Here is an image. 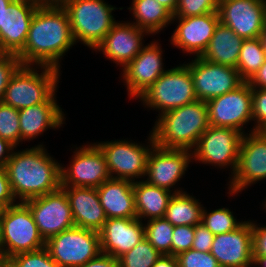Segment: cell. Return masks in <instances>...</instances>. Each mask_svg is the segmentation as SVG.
<instances>
[{
  "label": "cell",
  "mask_w": 266,
  "mask_h": 267,
  "mask_svg": "<svg viewBox=\"0 0 266 267\" xmlns=\"http://www.w3.org/2000/svg\"><path fill=\"white\" fill-rule=\"evenodd\" d=\"M76 45L63 7L40 4L31 20L23 50L17 55L22 65L61 69L62 58Z\"/></svg>",
  "instance_id": "1"
},
{
  "label": "cell",
  "mask_w": 266,
  "mask_h": 267,
  "mask_svg": "<svg viewBox=\"0 0 266 267\" xmlns=\"http://www.w3.org/2000/svg\"><path fill=\"white\" fill-rule=\"evenodd\" d=\"M43 143L13 151L5 169L18 202L43 196L61 188V165Z\"/></svg>",
  "instance_id": "2"
},
{
  "label": "cell",
  "mask_w": 266,
  "mask_h": 267,
  "mask_svg": "<svg viewBox=\"0 0 266 267\" xmlns=\"http://www.w3.org/2000/svg\"><path fill=\"white\" fill-rule=\"evenodd\" d=\"M153 125L151 134L156 146L192 151L210 126L206 101L196 100L164 112Z\"/></svg>",
  "instance_id": "3"
},
{
  "label": "cell",
  "mask_w": 266,
  "mask_h": 267,
  "mask_svg": "<svg viewBox=\"0 0 266 267\" xmlns=\"http://www.w3.org/2000/svg\"><path fill=\"white\" fill-rule=\"evenodd\" d=\"M61 72L50 66L21 65L10 79L2 102L18 110L46 102L58 92Z\"/></svg>",
  "instance_id": "4"
},
{
  "label": "cell",
  "mask_w": 266,
  "mask_h": 267,
  "mask_svg": "<svg viewBox=\"0 0 266 267\" xmlns=\"http://www.w3.org/2000/svg\"><path fill=\"white\" fill-rule=\"evenodd\" d=\"M44 247L45 241L24 202L0 211V253L4 262L14 255Z\"/></svg>",
  "instance_id": "5"
},
{
  "label": "cell",
  "mask_w": 266,
  "mask_h": 267,
  "mask_svg": "<svg viewBox=\"0 0 266 267\" xmlns=\"http://www.w3.org/2000/svg\"><path fill=\"white\" fill-rule=\"evenodd\" d=\"M68 14L75 43L94 50L117 22L116 8L105 0H76L63 7Z\"/></svg>",
  "instance_id": "6"
},
{
  "label": "cell",
  "mask_w": 266,
  "mask_h": 267,
  "mask_svg": "<svg viewBox=\"0 0 266 267\" xmlns=\"http://www.w3.org/2000/svg\"><path fill=\"white\" fill-rule=\"evenodd\" d=\"M158 115L197 100L190 69L183 63L164 72L139 98Z\"/></svg>",
  "instance_id": "7"
},
{
  "label": "cell",
  "mask_w": 266,
  "mask_h": 267,
  "mask_svg": "<svg viewBox=\"0 0 266 267\" xmlns=\"http://www.w3.org/2000/svg\"><path fill=\"white\" fill-rule=\"evenodd\" d=\"M147 145L133 140L120 139L99 141L95 144L103 152L108 172L113 179L137 181L144 179L148 154L155 145L154 138L149 133Z\"/></svg>",
  "instance_id": "8"
},
{
  "label": "cell",
  "mask_w": 266,
  "mask_h": 267,
  "mask_svg": "<svg viewBox=\"0 0 266 267\" xmlns=\"http://www.w3.org/2000/svg\"><path fill=\"white\" fill-rule=\"evenodd\" d=\"M242 137L243 133L238 130L209 126L192 150V159L221 170H229L230 167L232 177L237 167Z\"/></svg>",
  "instance_id": "9"
},
{
  "label": "cell",
  "mask_w": 266,
  "mask_h": 267,
  "mask_svg": "<svg viewBox=\"0 0 266 267\" xmlns=\"http://www.w3.org/2000/svg\"><path fill=\"white\" fill-rule=\"evenodd\" d=\"M45 248L59 267H79L101 253L99 232L73 227L51 237Z\"/></svg>",
  "instance_id": "10"
},
{
  "label": "cell",
  "mask_w": 266,
  "mask_h": 267,
  "mask_svg": "<svg viewBox=\"0 0 266 267\" xmlns=\"http://www.w3.org/2000/svg\"><path fill=\"white\" fill-rule=\"evenodd\" d=\"M70 163L61 165V187L98 188L110 179L105 156L94 143L76 146Z\"/></svg>",
  "instance_id": "11"
},
{
  "label": "cell",
  "mask_w": 266,
  "mask_h": 267,
  "mask_svg": "<svg viewBox=\"0 0 266 267\" xmlns=\"http://www.w3.org/2000/svg\"><path fill=\"white\" fill-rule=\"evenodd\" d=\"M228 178L231 196L266 180V138L259 131L243 134L235 173Z\"/></svg>",
  "instance_id": "12"
},
{
  "label": "cell",
  "mask_w": 266,
  "mask_h": 267,
  "mask_svg": "<svg viewBox=\"0 0 266 267\" xmlns=\"http://www.w3.org/2000/svg\"><path fill=\"white\" fill-rule=\"evenodd\" d=\"M210 126L227 127L246 134L252 120V91L247 81L236 89L206 101Z\"/></svg>",
  "instance_id": "13"
},
{
  "label": "cell",
  "mask_w": 266,
  "mask_h": 267,
  "mask_svg": "<svg viewBox=\"0 0 266 267\" xmlns=\"http://www.w3.org/2000/svg\"><path fill=\"white\" fill-rule=\"evenodd\" d=\"M191 162L193 164L194 161L190 150L166 149L154 145L148 154L143 180L174 194L185 192L176 184H179L181 178L185 176Z\"/></svg>",
  "instance_id": "14"
},
{
  "label": "cell",
  "mask_w": 266,
  "mask_h": 267,
  "mask_svg": "<svg viewBox=\"0 0 266 267\" xmlns=\"http://www.w3.org/2000/svg\"><path fill=\"white\" fill-rule=\"evenodd\" d=\"M24 203L29 207L45 242L62 231L75 227L70 203L62 188L28 199Z\"/></svg>",
  "instance_id": "15"
},
{
  "label": "cell",
  "mask_w": 266,
  "mask_h": 267,
  "mask_svg": "<svg viewBox=\"0 0 266 267\" xmlns=\"http://www.w3.org/2000/svg\"><path fill=\"white\" fill-rule=\"evenodd\" d=\"M185 65L190 69L194 91L200 101L224 95L244 82L236 68L206 61L201 57H194Z\"/></svg>",
  "instance_id": "16"
},
{
  "label": "cell",
  "mask_w": 266,
  "mask_h": 267,
  "mask_svg": "<svg viewBox=\"0 0 266 267\" xmlns=\"http://www.w3.org/2000/svg\"><path fill=\"white\" fill-rule=\"evenodd\" d=\"M163 49L158 40L147 43L121 71L127 95L138 98L168 69L163 63Z\"/></svg>",
  "instance_id": "17"
},
{
  "label": "cell",
  "mask_w": 266,
  "mask_h": 267,
  "mask_svg": "<svg viewBox=\"0 0 266 267\" xmlns=\"http://www.w3.org/2000/svg\"><path fill=\"white\" fill-rule=\"evenodd\" d=\"M219 22L243 39L260 37L266 27V0H219Z\"/></svg>",
  "instance_id": "18"
},
{
  "label": "cell",
  "mask_w": 266,
  "mask_h": 267,
  "mask_svg": "<svg viewBox=\"0 0 266 267\" xmlns=\"http://www.w3.org/2000/svg\"><path fill=\"white\" fill-rule=\"evenodd\" d=\"M178 23L172 33L171 45L193 57H201L207 49L214 30L219 23L218 12L193 17H172Z\"/></svg>",
  "instance_id": "19"
},
{
  "label": "cell",
  "mask_w": 266,
  "mask_h": 267,
  "mask_svg": "<svg viewBox=\"0 0 266 267\" xmlns=\"http://www.w3.org/2000/svg\"><path fill=\"white\" fill-rule=\"evenodd\" d=\"M146 36L150 34L129 20L117 21L94 51L102 53L103 57L121 66L122 70L145 46Z\"/></svg>",
  "instance_id": "20"
},
{
  "label": "cell",
  "mask_w": 266,
  "mask_h": 267,
  "mask_svg": "<svg viewBox=\"0 0 266 267\" xmlns=\"http://www.w3.org/2000/svg\"><path fill=\"white\" fill-rule=\"evenodd\" d=\"M210 253L220 267H254L251 219L234 231L215 235Z\"/></svg>",
  "instance_id": "21"
},
{
  "label": "cell",
  "mask_w": 266,
  "mask_h": 267,
  "mask_svg": "<svg viewBox=\"0 0 266 267\" xmlns=\"http://www.w3.org/2000/svg\"><path fill=\"white\" fill-rule=\"evenodd\" d=\"M101 252L118 259L145 238L138 218H108L99 231Z\"/></svg>",
  "instance_id": "22"
},
{
  "label": "cell",
  "mask_w": 266,
  "mask_h": 267,
  "mask_svg": "<svg viewBox=\"0 0 266 267\" xmlns=\"http://www.w3.org/2000/svg\"><path fill=\"white\" fill-rule=\"evenodd\" d=\"M41 3L34 0H13L6 12L4 28H0V53L18 55L24 48L31 20Z\"/></svg>",
  "instance_id": "23"
},
{
  "label": "cell",
  "mask_w": 266,
  "mask_h": 267,
  "mask_svg": "<svg viewBox=\"0 0 266 267\" xmlns=\"http://www.w3.org/2000/svg\"><path fill=\"white\" fill-rule=\"evenodd\" d=\"M56 92L44 103L19 110L20 143L38 138L48 129L58 130L66 120Z\"/></svg>",
  "instance_id": "24"
},
{
  "label": "cell",
  "mask_w": 266,
  "mask_h": 267,
  "mask_svg": "<svg viewBox=\"0 0 266 267\" xmlns=\"http://www.w3.org/2000/svg\"><path fill=\"white\" fill-rule=\"evenodd\" d=\"M69 200L75 227L99 232L107 216L96 188L61 187Z\"/></svg>",
  "instance_id": "25"
},
{
  "label": "cell",
  "mask_w": 266,
  "mask_h": 267,
  "mask_svg": "<svg viewBox=\"0 0 266 267\" xmlns=\"http://www.w3.org/2000/svg\"><path fill=\"white\" fill-rule=\"evenodd\" d=\"M96 189L107 219L137 218L133 181L110 178Z\"/></svg>",
  "instance_id": "26"
},
{
  "label": "cell",
  "mask_w": 266,
  "mask_h": 267,
  "mask_svg": "<svg viewBox=\"0 0 266 267\" xmlns=\"http://www.w3.org/2000/svg\"><path fill=\"white\" fill-rule=\"evenodd\" d=\"M243 40L232 29L219 22L201 58L237 69Z\"/></svg>",
  "instance_id": "27"
},
{
  "label": "cell",
  "mask_w": 266,
  "mask_h": 267,
  "mask_svg": "<svg viewBox=\"0 0 266 267\" xmlns=\"http://www.w3.org/2000/svg\"><path fill=\"white\" fill-rule=\"evenodd\" d=\"M133 190L138 219L144 222L154 218H164L169 200L174 194L172 191L151 185L141 179L133 182Z\"/></svg>",
  "instance_id": "28"
},
{
  "label": "cell",
  "mask_w": 266,
  "mask_h": 267,
  "mask_svg": "<svg viewBox=\"0 0 266 267\" xmlns=\"http://www.w3.org/2000/svg\"><path fill=\"white\" fill-rule=\"evenodd\" d=\"M134 20L130 23L147 31L150 35L160 34L172 23L173 15L157 0H132L128 7Z\"/></svg>",
  "instance_id": "29"
},
{
  "label": "cell",
  "mask_w": 266,
  "mask_h": 267,
  "mask_svg": "<svg viewBox=\"0 0 266 267\" xmlns=\"http://www.w3.org/2000/svg\"><path fill=\"white\" fill-rule=\"evenodd\" d=\"M203 204L199 199L187 193L173 194L170 198L164 218L173 226L201 224Z\"/></svg>",
  "instance_id": "30"
},
{
  "label": "cell",
  "mask_w": 266,
  "mask_h": 267,
  "mask_svg": "<svg viewBox=\"0 0 266 267\" xmlns=\"http://www.w3.org/2000/svg\"><path fill=\"white\" fill-rule=\"evenodd\" d=\"M266 53L260 37L244 39L237 62V70L244 81H248L265 63Z\"/></svg>",
  "instance_id": "31"
},
{
  "label": "cell",
  "mask_w": 266,
  "mask_h": 267,
  "mask_svg": "<svg viewBox=\"0 0 266 267\" xmlns=\"http://www.w3.org/2000/svg\"><path fill=\"white\" fill-rule=\"evenodd\" d=\"M147 222V223H146ZM145 238L161 255H171V243L174 226L165 218L145 221Z\"/></svg>",
  "instance_id": "32"
},
{
  "label": "cell",
  "mask_w": 266,
  "mask_h": 267,
  "mask_svg": "<svg viewBox=\"0 0 266 267\" xmlns=\"http://www.w3.org/2000/svg\"><path fill=\"white\" fill-rule=\"evenodd\" d=\"M233 214V210L222 208V206L211 212H208L207 208L203 207L201 223L214 235L228 233L234 231L245 222V220L239 221Z\"/></svg>",
  "instance_id": "33"
},
{
  "label": "cell",
  "mask_w": 266,
  "mask_h": 267,
  "mask_svg": "<svg viewBox=\"0 0 266 267\" xmlns=\"http://www.w3.org/2000/svg\"><path fill=\"white\" fill-rule=\"evenodd\" d=\"M160 256L154 246L144 238L118 258L119 267H152Z\"/></svg>",
  "instance_id": "34"
},
{
  "label": "cell",
  "mask_w": 266,
  "mask_h": 267,
  "mask_svg": "<svg viewBox=\"0 0 266 267\" xmlns=\"http://www.w3.org/2000/svg\"><path fill=\"white\" fill-rule=\"evenodd\" d=\"M0 137L16 148L20 144L19 110L0 101Z\"/></svg>",
  "instance_id": "35"
},
{
  "label": "cell",
  "mask_w": 266,
  "mask_h": 267,
  "mask_svg": "<svg viewBox=\"0 0 266 267\" xmlns=\"http://www.w3.org/2000/svg\"><path fill=\"white\" fill-rule=\"evenodd\" d=\"M5 267H59L50 257L48 250L42 249L20 253L5 262Z\"/></svg>",
  "instance_id": "36"
},
{
  "label": "cell",
  "mask_w": 266,
  "mask_h": 267,
  "mask_svg": "<svg viewBox=\"0 0 266 267\" xmlns=\"http://www.w3.org/2000/svg\"><path fill=\"white\" fill-rule=\"evenodd\" d=\"M219 0H179L173 17H193L217 12Z\"/></svg>",
  "instance_id": "37"
},
{
  "label": "cell",
  "mask_w": 266,
  "mask_h": 267,
  "mask_svg": "<svg viewBox=\"0 0 266 267\" xmlns=\"http://www.w3.org/2000/svg\"><path fill=\"white\" fill-rule=\"evenodd\" d=\"M179 267H220L218 261L210 252L193 249L176 255Z\"/></svg>",
  "instance_id": "38"
},
{
  "label": "cell",
  "mask_w": 266,
  "mask_h": 267,
  "mask_svg": "<svg viewBox=\"0 0 266 267\" xmlns=\"http://www.w3.org/2000/svg\"><path fill=\"white\" fill-rule=\"evenodd\" d=\"M252 91V120L250 132L259 131L266 125V89L251 88Z\"/></svg>",
  "instance_id": "39"
},
{
  "label": "cell",
  "mask_w": 266,
  "mask_h": 267,
  "mask_svg": "<svg viewBox=\"0 0 266 267\" xmlns=\"http://www.w3.org/2000/svg\"><path fill=\"white\" fill-rule=\"evenodd\" d=\"M194 240V226H174L171 255L176 256L191 249Z\"/></svg>",
  "instance_id": "40"
},
{
  "label": "cell",
  "mask_w": 266,
  "mask_h": 267,
  "mask_svg": "<svg viewBox=\"0 0 266 267\" xmlns=\"http://www.w3.org/2000/svg\"><path fill=\"white\" fill-rule=\"evenodd\" d=\"M21 65L17 55L0 53V101L4 97L10 79Z\"/></svg>",
  "instance_id": "41"
},
{
  "label": "cell",
  "mask_w": 266,
  "mask_h": 267,
  "mask_svg": "<svg viewBox=\"0 0 266 267\" xmlns=\"http://www.w3.org/2000/svg\"><path fill=\"white\" fill-rule=\"evenodd\" d=\"M215 235L202 223L194 226V240L191 249L210 252Z\"/></svg>",
  "instance_id": "42"
},
{
  "label": "cell",
  "mask_w": 266,
  "mask_h": 267,
  "mask_svg": "<svg viewBox=\"0 0 266 267\" xmlns=\"http://www.w3.org/2000/svg\"><path fill=\"white\" fill-rule=\"evenodd\" d=\"M5 167H0V209L16 204Z\"/></svg>",
  "instance_id": "43"
},
{
  "label": "cell",
  "mask_w": 266,
  "mask_h": 267,
  "mask_svg": "<svg viewBox=\"0 0 266 267\" xmlns=\"http://www.w3.org/2000/svg\"><path fill=\"white\" fill-rule=\"evenodd\" d=\"M251 222L253 230V255L266 256V225L257 223V220H251Z\"/></svg>",
  "instance_id": "44"
},
{
  "label": "cell",
  "mask_w": 266,
  "mask_h": 267,
  "mask_svg": "<svg viewBox=\"0 0 266 267\" xmlns=\"http://www.w3.org/2000/svg\"><path fill=\"white\" fill-rule=\"evenodd\" d=\"M79 267H119V261L113 256L101 252L97 257Z\"/></svg>",
  "instance_id": "45"
},
{
  "label": "cell",
  "mask_w": 266,
  "mask_h": 267,
  "mask_svg": "<svg viewBox=\"0 0 266 267\" xmlns=\"http://www.w3.org/2000/svg\"><path fill=\"white\" fill-rule=\"evenodd\" d=\"M247 82L251 88L266 89V61Z\"/></svg>",
  "instance_id": "46"
},
{
  "label": "cell",
  "mask_w": 266,
  "mask_h": 267,
  "mask_svg": "<svg viewBox=\"0 0 266 267\" xmlns=\"http://www.w3.org/2000/svg\"><path fill=\"white\" fill-rule=\"evenodd\" d=\"M15 148L9 141L0 137V167L6 166Z\"/></svg>",
  "instance_id": "47"
},
{
  "label": "cell",
  "mask_w": 266,
  "mask_h": 267,
  "mask_svg": "<svg viewBox=\"0 0 266 267\" xmlns=\"http://www.w3.org/2000/svg\"><path fill=\"white\" fill-rule=\"evenodd\" d=\"M152 267H179L176 256L161 255Z\"/></svg>",
  "instance_id": "48"
},
{
  "label": "cell",
  "mask_w": 266,
  "mask_h": 267,
  "mask_svg": "<svg viewBox=\"0 0 266 267\" xmlns=\"http://www.w3.org/2000/svg\"><path fill=\"white\" fill-rule=\"evenodd\" d=\"M13 0H0V28H4L6 12H11V2Z\"/></svg>",
  "instance_id": "49"
},
{
  "label": "cell",
  "mask_w": 266,
  "mask_h": 267,
  "mask_svg": "<svg viewBox=\"0 0 266 267\" xmlns=\"http://www.w3.org/2000/svg\"><path fill=\"white\" fill-rule=\"evenodd\" d=\"M163 7H165L172 15H174L179 0H157Z\"/></svg>",
  "instance_id": "50"
},
{
  "label": "cell",
  "mask_w": 266,
  "mask_h": 267,
  "mask_svg": "<svg viewBox=\"0 0 266 267\" xmlns=\"http://www.w3.org/2000/svg\"><path fill=\"white\" fill-rule=\"evenodd\" d=\"M76 0H44V3L53 7H65L70 2Z\"/></svg>",
  "instance_id": "51"
},
{
  "label": "cell",
  "mask_w": 266,
  "mask_h": 267,
  "mask_svg": "<svg viewBox=\"0 0 266 267\" xmlns=\"http://www.w3.org/2000/svg\"><path fill=\"white\" fill-rule=\"evenodd\" d=\"M253 266L266 267V256H254Z\"/></svg>",
  "instance_id": "52"
},
{
  "label": "cell",
  "mask_w": 266,
  "mask_h": 267,
  "mask_svg": "<svg viewBox=\"0 0 266 267\" xmlns=\"http://www.w3.org/2000/svg\"><path fill=\"white\" fill-rule=\"evenodd\" d=\"M260 39H261L263 48H264L265 53H266V27H265V29L263 30V32H262V34H261V36H260Z\"/></svg>",
  "instance_id": "53"
},
{
  "label": "cell",
  "mask_w": 266,
  "mask_h": 267,
  "mask_svg": "<svg viewBox=\"0 0 266 267\" xmlns=\"http://www.w3.org/2000/svg\"><path fill=\"white\" fill-rule=\"evenodd\" d=\"M259 132L266 138V125L263 126V127L259 130Z\"/></svg>",
  "instance_id": "54"
},
{
  "label": "cell",
  "mask_w": 266,
  "mask_h": 267,
  "mask_svg": "<svg viewBox=\"0 0 266 267\" xmlns=\"http://www.w3.org/2000/svg\"><path fill=\"white\" fill-rule=\"evenodd\" d=\"M0 267H5V262L1 256V253H0Z\"/></svg>",
  "instance_id": "55"
},
{
  "label": "cell",
  "mask_w": 266,
  "mask_h": 267,
  "mask_svg": "<svg viewBox=\"0 0 266 267\" xmlns=\"http://www.w3.org/2000/svg\"><path fill=\"white\" fill-rule=\"evenodd\" d=\"M265 201H264V203H262L263 205H261V206H263V209L265 208V210H266V199H264Z\"/></svg>",
  "instance_id": "56"
},
{
  "label": "cell",
  "mask_w": 266,
  "mask_h": 267,
  "mask_svg": "<svg viewBox=\"0 0 266 267\" xmlns=\"http://www.w3.org/2000/svg\"><path fill=\"white\" fill-rule=\"evenodd\" d=\"M34 1H37V2H39V3H41V4L44 3V0H34Z\"/></svg>",
  "instance_id": "57"
}]
</instances>
